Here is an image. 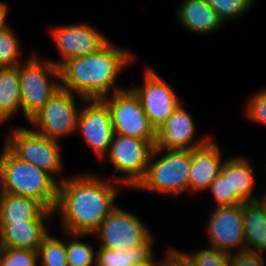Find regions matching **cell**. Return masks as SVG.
Wrapping results in <instances>:
<instances>
[{"label":"cell","mask_w":266,"mask_h":266,"mask_svg":"<svg viewBox=\"0 0 266 266\" xmlns=\"http://www.w3.org/2000/svg\"><path fill=\"white\" fill-rule=\"evenodd\" d=\"M91 171H76L59 183L53 213L54 219L58 217L60 231L93 234L118 205L121 195L128 192L119 183Z\"/></svg>","instance_id":"6da1fadb"},{"label":"cell","mask_w":266,"mask_h":266,"mask_svg":"<svg viewBox=\"0 0 266 266\" xmlns=\"http://www.w3.org/2000/svg\"><path fill=\"white\" fill-rule=\"evenodd\" d=\"M135 51L111 41L100 51L67 60L60 66L61 88L85 99H102L120 91V77L136 64ZM120 84H119V82Z\"/></svg>","instance_id":"7a4b0ae2"},{"label":"cell","mask_w":266,"mask_h":266,"mask_svg":"<svg viewBox=\"0 0 266 266\" xmlns=\"http://www.w3.org/2000/svg\"><path fill=\"white\" fill-rule=\"evenodd\" d=\"M0 152V193L23 196L54 212L59 182L48 172L16 157L2 139Z\"/></svg>","instance_id":"3957f363"},{"label":"cell","mask_w":266,"mask_h":266,"mask_svg":"<svg viewBox=\"0 0 266 266\" xmlns=\"http://www.w3.org/2000/svg\"><path fill=\"white\" fill-rule=\"evenodd\" d=\"M190 167L191 150L154 148L146 175L133 191L156 194L177 203L182 196L189 197Z\"/></svg>","instance_id":"277c9868"},{"label":"cell","mask_w":266,"mask_h":266,"mask_svg":"<svg viewBox=\"0 0 266 266\" xmlns=\"http://www.w3.org/2000/svg\"><path fill=\"white\" fill-rule=\"evenodd\" d=\"M6 128L2 130L4 145L16 157L48 172L59 183L69 176V173L65 174L63 145L60 142L34 132L27 125L10 123Z\"/></svg>","instance_id":"5b68a950"},{"label":"cell","mask_w":266,"mask_h":266,"mask_svg":"<svg viewBox=\"0 0 266 266\" xmlns=\"http://www.w3.org/2000/svg\"><path fill=\"white\" fill-rule=\"evenodd\" d=\"M35 51V52H34ZM18 64L22 118L27 121L61 89L60 67L36 50Z\"/></svg>","instance_id":"8992f818"},{"label":"cell","mask_w":266,"mask_h":266,"mask_svg":"<svg viewBox=\"0 0 266 266\" xmlns=\"http://www.w3.org/2000/svg\"><path fill=\"white\" fill-rule=\"evenodd\" d=\"M155 144L140 138L114 134L99 166L109 165L113 169L112 173L105 176L132 192L146 175Z\"/></svg>","instance_id":"52a82bcc"},{"label":"cell","mask_w":266,"mask_h":266,"mask_svg":"<svg viewBox=\"0 0 266 266\" xmlns=\"http://www.w3.org/2000/svg\"><path fill=\"white\" fill-rule=\"evenodd\" d=\"M84 100L61 88L27 121V126L42 136L64 143V139L76 136L78 116Z\"/></svg>","instance_id":"ba28073f"},{"label":"cell","mask_w":266,"mask_h":266,"mask_svg":"<svg viewBox=\"0 0 266 266\" xmlns=\"http://www.w3.org/2000/svg\"><path fill=\"white\" fill-rule=\"evenodd\" d=\"M152 227L144 218L118 204L90 237L96 240L97 247L130 251L154 234Z\"/></svg>","instance_id":"9c48e42d"},{"label":"cell","mask_w":266,"mask_h":266,"mask_svg":"<svg viewBox=\"0 0 266 266\" xmlns=\"http://www.w3.org/2000/svg\"><path fill=\"white\" fill-rule=\"evenodd\" d=\"M96 27L97 25L86 20L48 26L49 37L52 39L58 58L46 57L60 67L67 60L100 51L111 38Z\"/></svg>","instance_id":"30bf717a"},{"label":"cell","mask_w":266,"mask_h":266,"mask_svg":"<svg viewBox=\"0 0 266 266\" xmlns=\"http://www.w3.org/2000/svg\"><path fill=\"white\" fill-rule=\"evenodd\" d=\"M142 82L128 85L139 97L143 111L156 131L184 100L175 88L150 65L143 66Z\"/></svg>","instance_id":"8fae6325"},{"label":"cell","mask_w":266,"mask_h":266,"mask_svg":"<svg viewBox=\"0 0 266 266\" xmlns=\"http://www.w3.org/2000/svg\"><path fill=\"white\" fill-rule=\"evenodd\" d=\"M107 104L114 127V133L157 141V131L143 111L139 97L128 86L102 98Z\"/></svg>","instance_id":"7c38bea8"},{"label":"cell","mask_w":266,"mask_h":266,"mask_svg":"<svg viewBox=\"0 0 266 266\" xmlns=\"http://www.w3.org/2000/svg\"><path fill=\"white\" fill-rule=\"evenodd\" d=\"M207 208L204 243L229 254L246 250L242 204Z\"/></svg>","instance_id":"4fadbf2b"},{"label":"cell","mask_w":266,"mask_h":266,"mask_svg":"<svg viewBox=\"0 0 266 266\" xmlns=\"http://www.w3.org/2000/svg\"><path fill=\"white\" fill-rule=\"evenodd\" d=\"M114 134L107 104L102 99H85L78 116L76 135L90 148L96 162L107 154Z\"/></svg>","instance_id":"5bb4252c"},{"label":"cell","mask_w":266,"mask_h":266,"mask_svg":"<svg viewBox=\"0 0 266 266\" xmlns=\"http://www.w3.org/2000/svg\"><path fill=\"white\" fill-rule=\"evenodd\" d=\"M183 100L168 120L157 130L155 148L164 150H192L215 137L206 131L199 134L198 122ZM195 118V119H194Z\"/></svg>","instance_id":"9a60e30c"},{"label":"cell","mask_w":266,"mask_h":266,"mask_svg":"<svg viewBox=\"0 0 266 266\" xmlns=\"http://www.w3.org/2000/svg\"><path fill=\"white\" fill-rule=\"evenodd\" d=\"M215 138L205 145L191 150L189 173V196H200L206 192L213 180L220 174L222 165L229 154ZM200 192V193H199ZM200 194V195H198Z\"/></svg>","instance_id":"2e32d148"},{"label":"cell","mask_w":266,"mask_h":266,"mask_svg":"<svg viewBox=\"0 0 266 266\" xmlns=\"http://www.w3.org/2000/svg\"><path fill=\"white\" fill-rule=\"evenodd\" d=\"M174 16L184 32L210 36L223 30L225 24L206 0H180ZM224 26V27H223Z\"/></svg>","instance_id":"e0dca14e"},{"label":"cell","mask_w":266,"mask_h":266,"mask_svg":"<svg viewBox=\"0 0 266 266\" xmlns=\"http://www.w3.org/2000/svg\"><path fill=\"white\" fill-rule=\"evenodd\" d=\"M249 158V156L246 157L238 153L230 155L231 193H237V204L256 201L265 192V188L261 190L260 183L257 181L259 178L256 175L258 167L253 165V161ZM258 184L259 188L257 189Z\"/></svg>","instance_id":"ac0fdd59"},{"label":"cell","mask_w":266,"mask_h":266,"mask_svg":"<svg viewBox=\"0 0 266 266\" xmlns=\"http://www.w3.org/2000/svg\"><path fill=\"white\" fill-rule=\"evenodd\" d=\"M53 218V211L46 210L33 199L0 193V224L52 221Z\"/></svg>","instance_id":"d6986e66"},{"label":"cell","mask_w":266,"mask_h":266,"mask_svg":"<svg viewBox=\"0 0 266 266\" xmlns=\"http://www.w3.org/2000/svg\"><path fill=\"white\" fill-rule=\"evenodd\" d=\"M51 224L52 221L0 224L2 246L38 251L43 239L50 233Z\"/></svg>","instance_id":"ffe728a7"},{"label":"cell","mask_w":266,"mask_h":266,"mask_svg":"<svg viewBox=\"0 0 266 266\" xmlns=\"http://www.w3.org/2000/svg\"><path fill=\"white\" fill-rule=\"evenodd\" d=\"M22 116L18 66L0 68V127Z\"/></svg>","instance_id":"44dd1931"},{"label":"cell","mask_w":266,"mask_h":266,"mask_svg":"<svg viewBox=\"0 0 266 266\" xmlns=\"http://www.w3.org/2000/svg\"><path fill=\"white\" fill-rule=\"evenodd\" d=\"M158 238L154 233L142 246L130 251H117L98 247L96 266H136L150 261L158 252L156 251ZM155 248V249H154ZM155 250V251H154Z\"/></svg>","instance_id":"7402d4cb"},{"label":"cell","mask_w":266,"mask_h":266,"mask_svg":"<svg viewBox=\"0 0 266 266\" xmlns=\"http://www.w3.org/2000/svg\"><path fill=\"white\" fill-rule=\"evenodd\" d=\"M246 250L266 254V216L257 201L243 202Z\"/></svg>","instance_id":"603a6c76"},{"label":"cell","mask_w":266,"mask_h":266,"mask_svg":"<svg viewBox=\"0 0 266 266\" xmlns=\"http://www.w3.org/2000/svg\"><path fill=\"white\" fill-rule=\"evenodd\" d=\"M90 234L66 232V252L68 266H96L97 244L86 240ZM88 241V242H87Z\"/></svg>","instance_id":"cb8c5ba5"},{"label":"cell","mask_w":266,"mask_h":266,"mask_svg":"<svg viewBox=\"0 0 266 266\" xmlns=\"http://www.w3.org/2000/svg\"><path fill=\"white\" fill-rule=\"evenodd\" d=\"M16 27L9 20L0 27V68L15 67L26 57L23 56V45Z\"/></svg>","instance_id":"d4e9b609"},{"label":"cell","mask_w":266,"mask_h":266,"mask_svg":"<svg viewBox=\"0 0 266 266\" xmlns=\"http://www.w3.org/2000/svg\"><path fill=\"white\" fill-rule=\"evenodd\" d=\"M230 154L226 157L220 174L213 180L209 189L204 193L209 197L207 200H211L208 203V207L217 206H234L237 205V193H231L230 185Z\"/></svg>","instance_id":"484cf974"},{"label":"cell","mask_w":266,"mask_h":266,"mask_svg":"<svg viewBox=\"0 0 266 266\" xmlns=\"http://www.w3.org/2000/svg\"><path fill=\"white\" fill-rule=\"evenodd\" d=\"M61 235L50 233L43 239L38 248L39 266H68L66 252V232Z\"/></svg>","instance_id":"4316f807"},{"label":"cell","mask_w":266,"mask_h":266,"mask_svg":"<svg viewBox=\"0 0 266 266\" xmlns=\"http://www.w3.org/2000/svg\"><path fill=\"white\" fill-rule=\"evenodd\" d=\"M207 3L218 14L222 22L227 25L229 22L239 23L247 18L258 0H206ZM254 6V7H253Z\"/></svg>","instance_id":"83f0119b"},{"label":"cell","mask_w":266,"mask_h":266,"mask_svg":"<svg viewBox=\"0 0 266 266\" xmlns=\"http://www.w3.org/2000/svg\"><path fill=\"white\" fill-rule=\"evenodd\" d=\"M200 244L203 247L201 246L199 249L196 246L190 250L189 248L181 249V246L179 248L193 266H230L231 254L202 242Z\"/></svg>","instance_id":"f1b7e54d"},{"label":"cell","mask_w":266,"mask_h":266,"mask_svg":"<svg viewBox=\"0 0 266 266\" xmlns=\"http://www.w3.org/2000/svg\"><path fill=\"white\" fill-rule=\"evenodd\" d=\"M243 102V115L247 122L266 128V86L250 93Z\"/></svg>","instance_id":"f546056e"},{"label":"cell","mask_w":266,"mask_h":266,"mask_svg":"<svg viewBox=\"0 0 266 266\" xmlns=\"http://www.w3.org/2000/svg\"><path fill=\"white\" fill-rule=\"evenodd\" d=\"M0 266H39L38 251L22 248H3Z\"/></svg>","instance_id":"4dcf8cb0"},{"label":"cell","mask_w":266,"mask_h":266,"mask_svg":"<svg viewBox=\"0 0 266 266\" xmlns=\"http://www.w3.org/2000/svg\"><path fill=\"white\" fill-rule=\"evenodd\" d=\"M230 266H266V254L249 250L232 253Z\"/></svg>","instance_id":"1f68e13d"},{"label":"cell","mask_w":266,"mask_h":266,"mask_svg":"<svg viewBox=\"0 0 266 266\" xmlns=\"http://www.w3.org/2000/svg\"><path fill=\"white\" fill-rule=\"evenodd\" d=\"M173 243L166 244L163 252L162 264L161 266H193L187 257L178 249ZM172 245V246H171Z\"/></svg>","instance_id":"d6a6232c"},{"label":"cell","mask_w":266,"mask_h":266,"mask_svg":"<svg viewBox=\"0 0 266 266\" xmlns=\"http://www.w3.org/2000/svg\"><path fill=\"white\" fill-rule=\"evenodd\" d=\"M11 6L7 1L0 0V27L4 25L9 19V15L11 14L10 8Z\"/></svg>","instance_id":"836d02e7"},{"label":"cell","mask_w":266,"mask_h":266,"mask_svg":"<svg viewBox=\"0 0 266 266\" xmlns=\"http://www.w3.org/2000/svg\"><path fill=\"white\" fill-rule=\"evenodd\" d=\"M163 254H156L150 261H147L146 263L143 264H138L136 266H161L162 264V256ZM159 256V257H158Z\"/></svg>","instance_id":"e575fe53"},{"label":"cell","mask_w":266,"mask_h":266,"mask_svg":"<svg viewBox=\"0 0 266 266\" xmlns=\"http://www.w3.org/2000/svg\"><path fill=\"white\" fill-rule=\"evenodd\" d=\"M263 208L264 214L266 216V191L263 193V195L256 200Z\"/></svg>","instance_id":"d590c367"},{"label":"cell","mask_w":266,"mask_h":266,"mask_svg":"<svg viewBox=\"0 0 266 266\" xmlns=\"http://www.w3.org/2000/svg\"><path fill=\"white\" fill-rule=\"evenodd\" d=\"M3 251V246H2V235H1V228H0V253Z\"/></svg>","instance_id":"8d00e7d4"},{"label":"cell","mask_w":266,"mask_h":266,"mask_svg":"<svg viewBox=\"0 0 266 266\" xmlns=\"http://www.w3.org/2000/svg\"><path fill=\"white\" fill-rule=\"evenodd\" d=\"M264 161V167H263V169H265L266 170V161L265 160H263ZM265 173L264 174H266V171H264ZM265 180H266V178H265ZM264 184L266 183V181L265 182H263ZM266 185V184H265ZM265 188V191H266V186L264 187Z\"/></svg>","instance_id":"74e56055"}]
</instances>
